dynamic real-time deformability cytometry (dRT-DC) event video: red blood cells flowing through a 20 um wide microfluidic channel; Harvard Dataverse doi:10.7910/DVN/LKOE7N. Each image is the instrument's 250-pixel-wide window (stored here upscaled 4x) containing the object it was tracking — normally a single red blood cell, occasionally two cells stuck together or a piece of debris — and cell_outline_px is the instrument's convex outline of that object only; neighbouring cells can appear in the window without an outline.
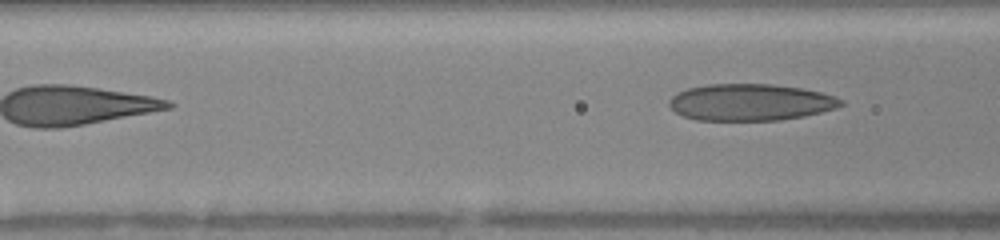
{"species": "human", "species_latin": "Homo sapiens", "temperature_condition": "warm", "stored_images_in_passage": 6, "camera_frame_rate_fps": 3000, "um_per_image_px": 0.085, "donor": {"sex": "female"}, "frame": {"image": 1, "passage_image": 6, "time_ms": 4.667, "image_size_px": [1000, 240], "cell_outline_px": [[844, 104], [836, 108], [804, 116], [780, 120], [696, 120], [684, 116], [676, 112], [668, 104], [668, 100], [676, 92], [688, 88], [708, 84], [772, 84], [800, 88], [820, 92], [836, 96], [844, 100]], "centroid_in_image_um": [63.78, 8.69], "position_along_channel_um": 102.8, "area_um2": 36.82}}